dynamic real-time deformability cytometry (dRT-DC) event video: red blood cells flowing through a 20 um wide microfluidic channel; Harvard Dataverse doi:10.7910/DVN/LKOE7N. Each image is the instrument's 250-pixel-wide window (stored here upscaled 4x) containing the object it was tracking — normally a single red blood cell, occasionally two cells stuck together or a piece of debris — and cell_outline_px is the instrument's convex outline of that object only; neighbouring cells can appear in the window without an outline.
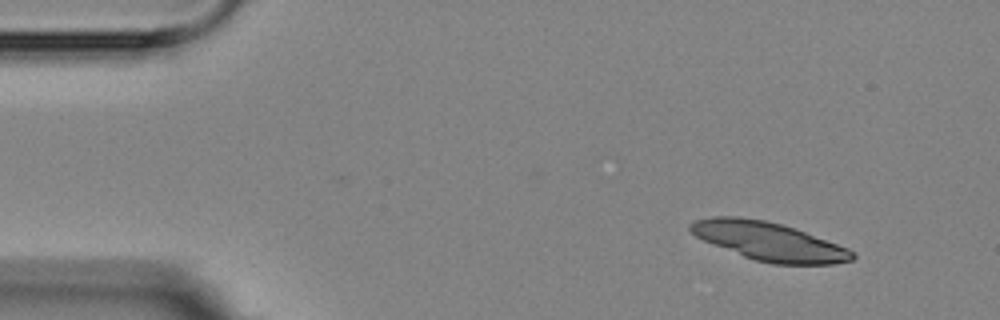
{"species": "Egyptian fruit bat (a non-hibernating species)", "species_latin": "Rousettus aegyptiacus", "temperature_condition": "room temperature", "stored_images_in_passage": 3, "camera_frame_rate_fps": 3000, "um_per_image_px": 0.085, "animal": {"sex": "female"}, "frame": {"image": 1, "passage_image": 1, "time_ms": 0.0, "image_size_px": [1000, 320], "cell_outline_px": [[856, 256], [852, 260], [832, 264], [772, 264], [756, 260], [744, 256], [712, 244], [696, 236], [688, 228], [688, 224], [696, 220], [712, 216], [736, 216], [764, 220], [780, 224], [804, 232], [848, 248]], "centroid_in_image_um": [65.32, 20.51], "position_along_channel_um": 19.7, "area_um2": 35.72}}